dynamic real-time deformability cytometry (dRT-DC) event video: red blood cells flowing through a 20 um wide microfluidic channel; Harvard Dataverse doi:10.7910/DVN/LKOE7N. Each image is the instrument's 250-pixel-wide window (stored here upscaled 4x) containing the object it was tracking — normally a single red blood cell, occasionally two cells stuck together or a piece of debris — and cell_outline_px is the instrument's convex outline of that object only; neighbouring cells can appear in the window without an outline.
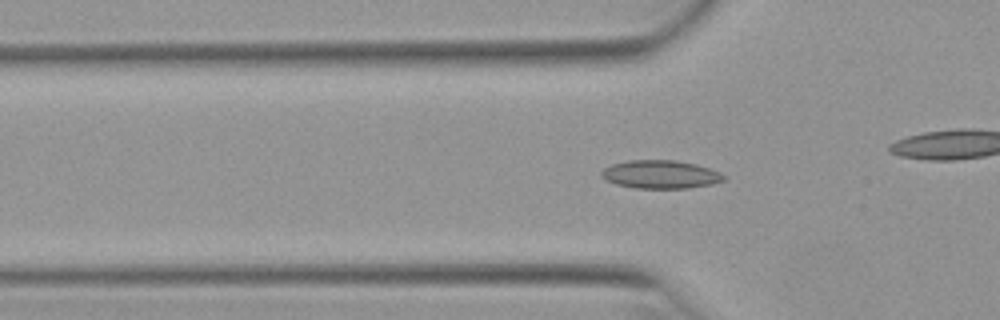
{"species": "Egyptian fruit bat (a non-hibernating species)", "species_latin": "Rousettus aegyptiacus", "temperature_condition": "warm", "stored_images_in_passage": 42, "camera_frame_rate_fps": 3000, "um_per_image_px": 0.085, "animal": {"sex": "female"}, "frame": {"image": 1, "passage_image": 6, "time_ms": 1.667, "image_size_px": [1000, 320], "cell_outline_px": [[724, 180], [712, 184], [688, 188], [636, 188], [616, 184], [600, 176], [600, 172], [604, 168], [612, 164], [628, 160], [676, 160], [696, 164], [720, 172], [724, 176]], "centroid_in_image_um": [56.13, 14.82], "position_along_channel_um": 69.7, "area_um2": 20.06}}
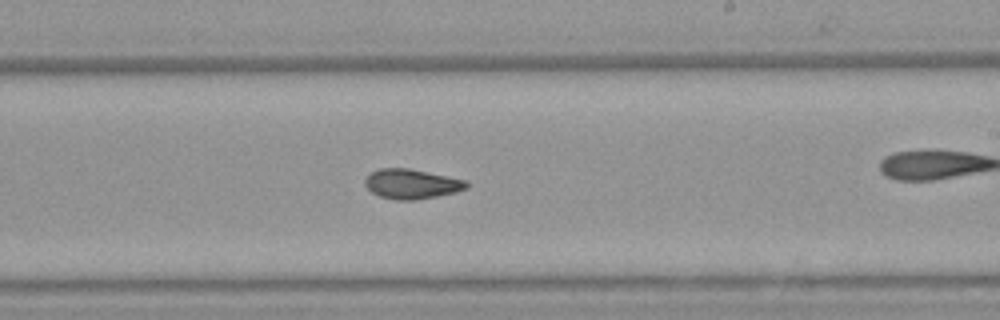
{"frame": {"image": 2, "passage_image": 20, "time_ms": 6.333, "image_size_px": [1000, 320], "cell_outline_px": [[468, 188], [456, 192], [416, 200], [396, 200], [380, 196], [372, 192], [364, 184], [364, 180], [372, 172], [380, 168], [408, 168], [468, 180]], "centroid_in_image_um": [35.01, 15.63], "position_along_channel_um": 254.0, "area_um2": 17.57}}
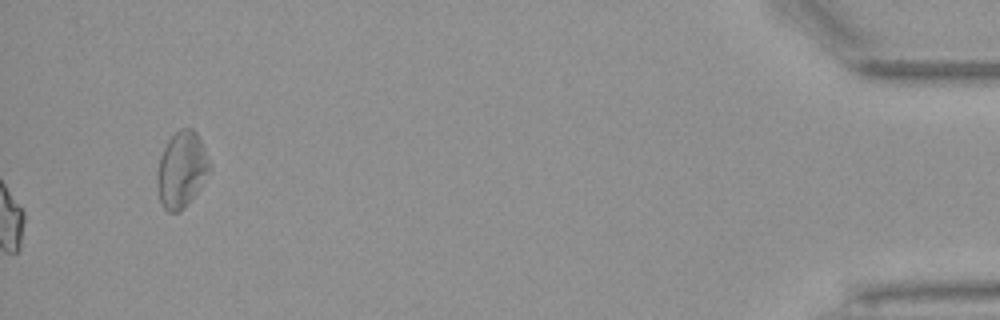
{"frame": {"image": 3, "passage_image": 42, "time_ms": 13.667, "image_size_px": [1000, 320], "cell_outline_px": [[212, 168], [200, 188], [184, 208], [180, 212], [168, 212], [164, 208], [160, 200], [156, 188], [156, 184], [160, 156], [168, 140], [180, 128], [192, 128], [196, 132], [212, 164]], "centroid_in_image_um": [15.45, 14.43], "position_along_channel_um": 419.8, "area_um2": 23.29}, "authors_computed_cell_mechanics": {"area_um2": 17.6579, "velocity_mm_per_s": 3.9504, "shape_relaxation_time_tau1_ms": null, "shape_relaxation_time_tau2_ms": 3.088, "deformation_change_tau1": null, "deformation_change_tau2": 0.0656}}